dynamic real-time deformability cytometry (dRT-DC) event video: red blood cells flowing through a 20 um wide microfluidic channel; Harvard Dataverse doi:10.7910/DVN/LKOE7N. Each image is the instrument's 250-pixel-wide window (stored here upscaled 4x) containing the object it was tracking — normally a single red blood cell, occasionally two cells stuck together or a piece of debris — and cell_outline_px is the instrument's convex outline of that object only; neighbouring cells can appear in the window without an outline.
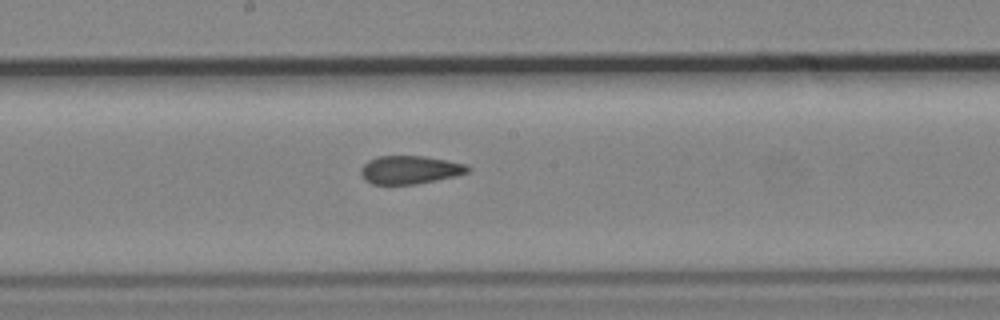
{"species": "common noctule bat (a hibernating species)", "species_latin": "Nyctalus noctula", "temperature_condition": "cold", "stored_images_in_passage": 9, "camera_frame_rate_fps": 3000, "um_per_image_px": 0.085, "animal": {"sex": "male", "body_mass_g": 19.2, "forearm_length_mm": 51.8}, "frame": {"image": 1, "passage_image": 8, "time_ms": 9.0, "image_size_px": [1000, 320], "cell_outline_px": [[472, 168], [468, 172], [456, 176], [416, 184], [372, 184], [364, 180], [360, 172], [360, 168], [368, 160], [376, 156], [424, 156], [448, 160], [464, 164]], "centroid_in_image_um": [34.82, 14.43], "position_along_channel_um": 213.4, "area_um2": 17.69}}